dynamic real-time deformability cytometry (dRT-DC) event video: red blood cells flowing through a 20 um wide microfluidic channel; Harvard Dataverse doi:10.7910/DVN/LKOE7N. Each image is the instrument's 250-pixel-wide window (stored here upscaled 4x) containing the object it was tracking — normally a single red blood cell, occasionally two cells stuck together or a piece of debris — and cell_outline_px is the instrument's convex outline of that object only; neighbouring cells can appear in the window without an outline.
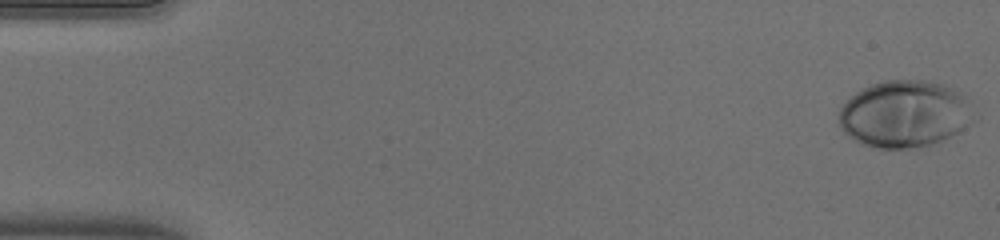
{"species": "human", "species_latin": "Homo sapiens", "temperature_condition": "warm", "stored_images_in_passage": 51, "camera_frame_rate_fps": 3000, "um_per_image_px": 0.085, "donor": {"sex": "male"}, "frame": {"image": 1, "passage_image": 1, "time_ms": 0.0, "image_size_px": [1000, 240], "cell_outline_px": [[980, 120], [960, 132], [932, 144], [908, 148], [872, 148], [860, 144], [852, 140], [840, 128], [840, 108], [856, 92], [872, 84], [884, 80], [924, 80], [944, 84], [968, 96], [972, 100], [980, 116]], "centroid_in_image_um": [77.02, 9.69], "position_along_channel_um": 8.0, "area_um2": 53.93}}
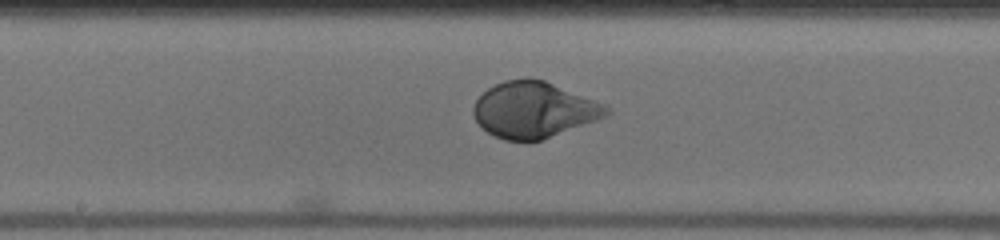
{"frame": {"image": 2, "passage_image": 27, "time_ms": 8.667, "image_size_px": [1000, 240], "cell_outline_px": [[612, 112], [608, 116], [540, 140], [504, 140], [488, 132], [476, 120], [472, 112], [472, 108], [476, 100], [488, 88], [504, 80], [528, 76], [544, 80], [604, 104]], "centroid_in_image_um": [45.37, 9.31], "position_along_channel_um": 202.8, "area_um2": 43.06}}
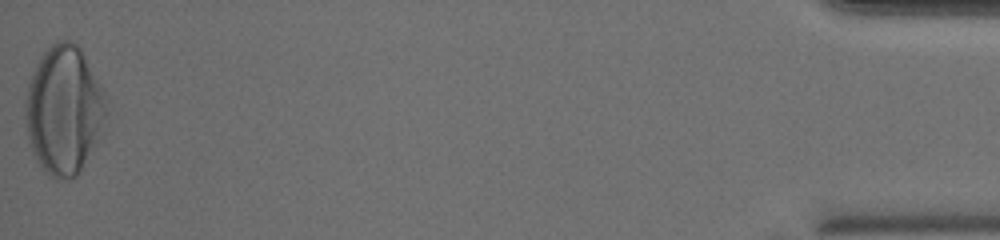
{"frame": {"image": 3, "passage_image": 51, "time_ms": 16.667, "image_size_px": [1000, 240], "cell_outline_px": [[108, 112], [104, 136], [76, 176], [56, 180], [44, 172], [36, 160], [32, 152], [28, 140], [24, 116], [24, 100], [28, 84], [32, 72], [40, 56], [56, 40], [72, 40], [80, 48], [100, 84], [104, 92]], "centroid_in_image_um": [5.45, 9.39], "position_along_channel_um": 429.8, "area_um2": 61.79}, "authors_computed_cell_mechanics": {"area_um2": 45.0262, "velocity_mm_per_s": 4.0165, "shape_relaxation_time_tau1_ms": 3.4225, "shape_relaxation_time_tau2_ms": null, "deformation_change_tau1": 0.2079, "deformation_change_tau2": null}}